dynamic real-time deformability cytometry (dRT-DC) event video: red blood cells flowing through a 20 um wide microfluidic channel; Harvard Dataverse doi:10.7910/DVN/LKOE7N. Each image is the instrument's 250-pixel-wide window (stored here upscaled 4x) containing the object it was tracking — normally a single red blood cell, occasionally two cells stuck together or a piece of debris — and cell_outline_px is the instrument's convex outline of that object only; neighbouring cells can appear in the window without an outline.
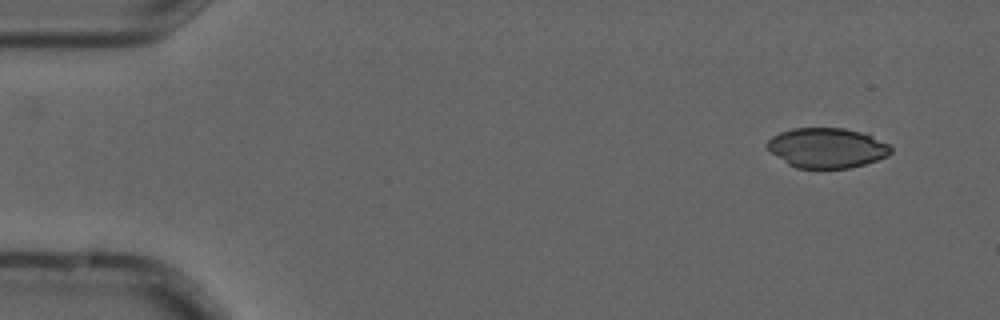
{"species": "common noctule bat (a hibernating species)", "species_latin": "Nyctalus noctula", "temperature_condition": "cold", "stored_images_in_passage": 2, "camera_frame_rate_fps": 3000, "um_per_image_px": 0.085, "animal": {"sex": "male", "forearm_length_mm": 52.5}, "frame": {"image": 1, "passage_image": 2, "time_ms": 0.333, "image_size_px": [1000, 320], "cell_outline_px": [[892, 152], [888, 156], [864, 164], [848, 168], [796, 168], [788, 164], [772, 152], [764, 144], [772, 136], [780, 132], [792, 128], [844, 128], [860, 132], [888, 144], [892, 148]], "centroid_in_image_um": [70.26, 12.57], "position_along_channel_um": 14.7, "area_um2": 28.55}}